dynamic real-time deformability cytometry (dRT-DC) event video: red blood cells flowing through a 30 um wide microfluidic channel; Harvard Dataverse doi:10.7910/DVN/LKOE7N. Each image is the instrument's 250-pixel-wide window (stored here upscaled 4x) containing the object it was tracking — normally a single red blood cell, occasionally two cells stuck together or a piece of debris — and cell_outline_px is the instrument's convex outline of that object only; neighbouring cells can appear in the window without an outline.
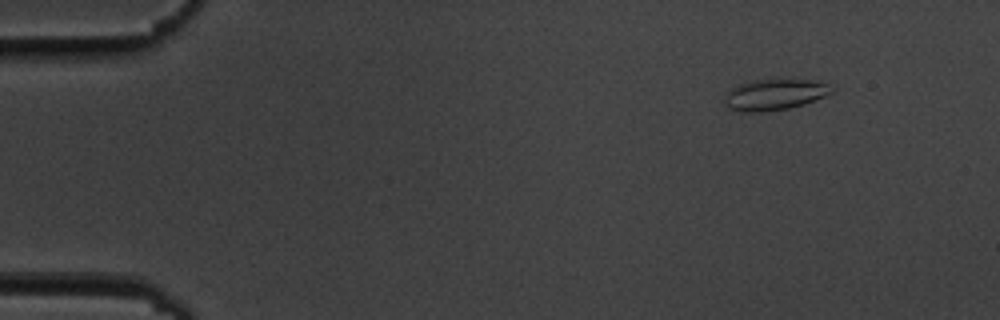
{"species": "common noctule bat (a hibernating species)", "species_latin": "Nyctalus noctula", "temperature_condition": "cold", "stored_images_in_passage": 51, "camera_frame_rate_fps": 3000, "um_per_image_px": 0.085, "animal": {"sex": "male", "body_mass_g": 19.5, "forearm_length_mm": 54.6}, "frame": {"image": 1, "passage_image": 1, "time_ms": 0.0, "image_size_px": [1000, 320], "cell_outline_px": [[836, 88], [832, 92], [824, 96], [804, 104], [788, 108], [764, 112], [740, 112], [728, 108], [724, 104], [724, 100], [728, 92], [732, 88], [740, 84], [752, 80], [816, 80], [828, 84]], "centroid_in_image_um": [65.84, 8.05], "position_along_channel_um": 19.2, "area_um2": 19.31}}
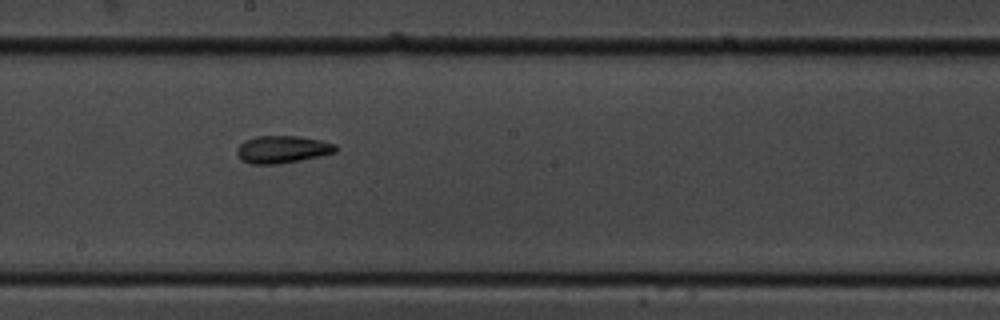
{"frame": {"image": 2, "passage_image": 26, "time_ms": 8.333, "image_size_px": [1000, 320], "cell_outline_px": [[336, 152], [320, 156], [300, 160], [276, 164], [252, 164], [240, 160], [236, 152], [236, 148], [244, 140], [256, 136], [300, 136], [320, 140], [336, 144]], "centroid_in_image_um": [23.97, 12.69], "position_along_channel_um": 224.2, "area_um2": 15.84}}
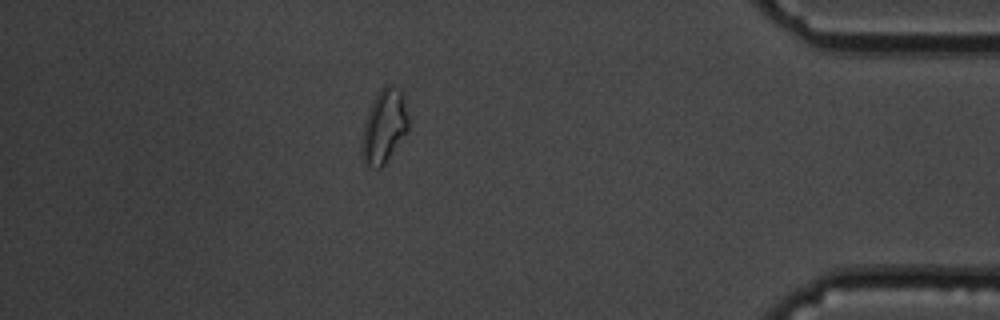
{"frame": {"image": 3, "passage_image": 44, "time_ms": 14.333, "image_size_px": [1000, 320], "cell_outline_px": [[408, 132], [384, 164], [380, 168], [376, 168], [364, 164], [360, 156], [360, 144], [364, 124], [372, 100], [380, 88], [384, 84], [392, 84], [404, 92], [408, 116]], "centroid_in_image_um": [32.64, 10.71], "position_along_channel_um": 402.6, "area_um2": 20.58}, "authors_computed_cell_mechanics": {"area_um2": 16.0684, "velocity_mm_per_s": 3.6137, "shape_relaxation_time_tau1_ms": 8.1566, "shape_relaxation_time_tau2_ms": 6.7064, "deformation_change_tau1": 0.1403, "deformation_change_tau2": 0.1381}}